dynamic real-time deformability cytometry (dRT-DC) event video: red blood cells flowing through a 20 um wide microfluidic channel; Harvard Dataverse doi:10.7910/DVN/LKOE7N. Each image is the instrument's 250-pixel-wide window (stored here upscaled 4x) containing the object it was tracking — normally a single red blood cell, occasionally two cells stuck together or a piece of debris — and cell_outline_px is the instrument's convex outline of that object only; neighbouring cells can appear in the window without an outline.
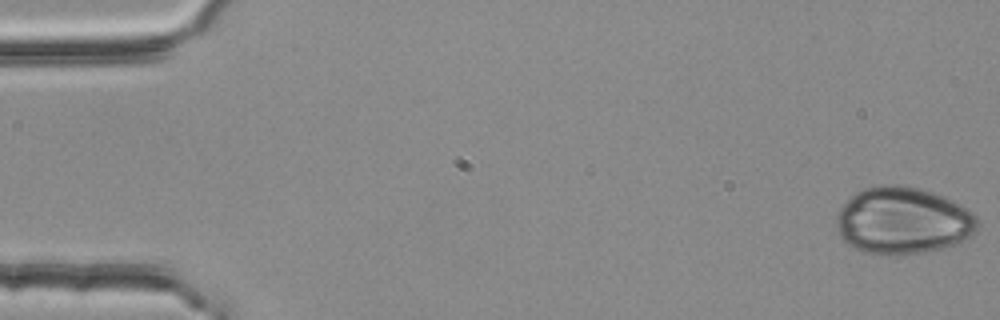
{"species": "common noctule bat (a hibernating species)", "species_latin": "Nyctalus noctula", "temperature_condition": "room temperature", "stored_images_in_passage": 4, "camera_frame_rate_fps": 3000, "um_per_image_px": 0.085, "animal": {"sex": "female", "body_mass_g": 25.1}, "frame": {"image": 1, "passage_image": 1, "time_ms": 0.0, "image_size_px": [1000, 320], "cell_outline_px": [[980, 224], [972, 236], [960, 244], [924, 252], [864, 252], [848, 244], [840, 236], [836, 224], [836, 216], [840, 208], [856, 192], [864, 188], [884, 184], [900, 184], [920, 188], [944, 196], [968, 208], [976, 216]], "centroid_in_image_um": [76.8, 18.72], "position_along_channel_um": 8.2, "area_um2": 54.85}}